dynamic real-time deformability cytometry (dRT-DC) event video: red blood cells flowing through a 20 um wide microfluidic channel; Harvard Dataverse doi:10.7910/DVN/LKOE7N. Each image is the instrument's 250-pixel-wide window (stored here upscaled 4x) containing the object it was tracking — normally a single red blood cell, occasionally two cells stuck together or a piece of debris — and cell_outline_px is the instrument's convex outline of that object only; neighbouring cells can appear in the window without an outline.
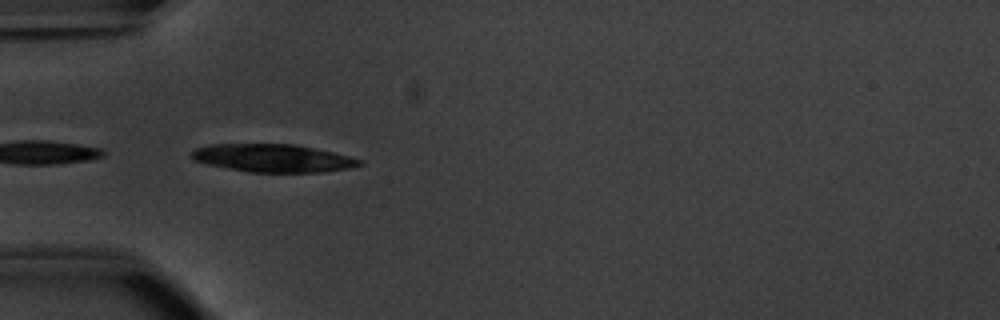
{"species": "common noctule bat (a hibernating species)", "species_latin": "Nyctalus noctula", "temperature_condition": "warm", "stored_images_in_passage": 31, "camera_frame_rate_fps": 3000, "um_per_image_px": 0.085, "animal": {"sex": "male", "body_mass_g": 20.1, "forearm_length_mm": 53.5}, "frame": {"image": 1, "passage_image": 17, "time_ms": 5.333, "image_size_px": [1000, 320], "cell_outline_px": [[364, 164], [348, 168], [324, 172], [248, 172], [204, 164], [192, 160], [192, 152], [196, 148], [208, 144], [292, 144], [332, 152], [364, 160]], "centroid_in_image_um": [23.17, 13.44], "position_along_channel_um": 61.8, "area_um2": 27.34}}